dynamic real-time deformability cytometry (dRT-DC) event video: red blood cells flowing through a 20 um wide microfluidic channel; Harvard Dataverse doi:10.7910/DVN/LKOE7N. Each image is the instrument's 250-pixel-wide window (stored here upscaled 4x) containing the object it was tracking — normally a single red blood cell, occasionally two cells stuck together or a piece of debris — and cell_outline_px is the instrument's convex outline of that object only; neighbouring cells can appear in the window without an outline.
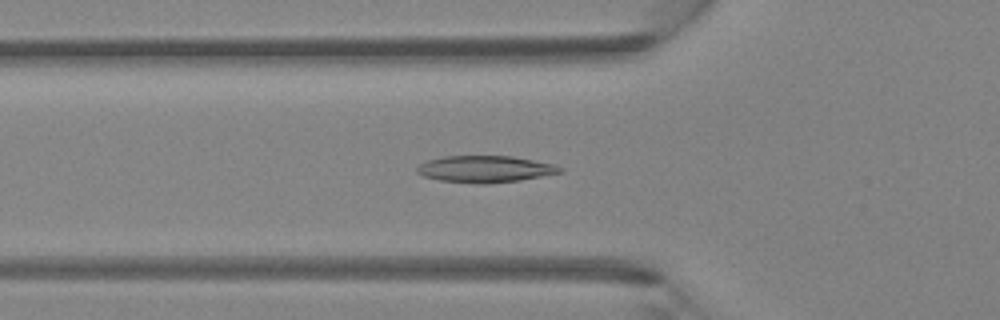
{"species": "Egyptian fruit bat (a non-hibernating species)", "species_latin": "Rousettus aegyptiacus", "temperature_condition": "room temperature", "stored_images_in_passage": 37, "camera_frame_rate_fps": 3000, "um_per_image_px": 0.085, "animal": {"sex": "female"}, "frame": {"image": 1, "passage_image": 7, "time_ms": 2.0, "image_size_px": [1000, 320], "cell_outline_px": [[564, 172], [520, 180], [488, 184], [480, 184], [440, 180], [424, 176], [416, 172], [416, 168], [420, 164], [428, 160], [444, 156], [512, 156], [556, 164], [564, 168]], "centroid_in_image_um": [41.28, 14.37], "position_along_channel_um": 84.5, "area_um2": 22.37}}
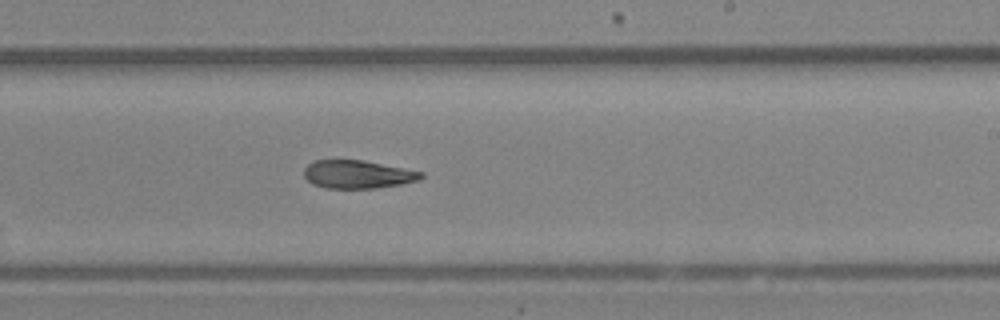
{"frame": {"image": 2, "passage_image": 19, "time_ms": 6.0, "image_size_px": [1000, 320], "cell_outline_px": [[424, 176], [420, 180], [400, 184], [376, 188], [324, 188], [312, 184], [304, 176], [304, 168], [308, 164], [316, 160], [364, 160], [424, 172]], "centroid_in_image_um": [30.41, 14.82], "position_along_channel_um": 258.6, "area_um2": 19.25}}
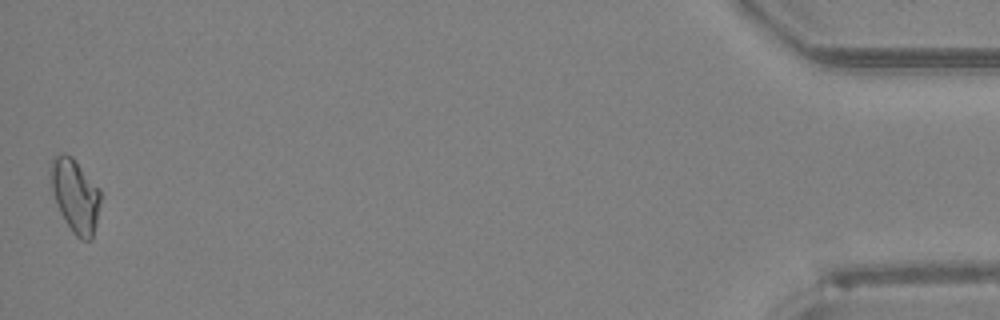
{"frame": {"image": 3, "passage_image": 37, "time_ms": 12.0, "image_size_px": [1000, 320], "cell_outline_px": [[100, 200], [96, 224], [92, 240], [80, 240], [72, 232], [60, 212], [56, 204], [52, 192], [48, 172], [52, 156], [64, 152], [72, 156], [100, 188]], "centroid_in_image_um": [6.36, 16.58], "position_along_channel_um": 428.8, "area_um2": 21.73}}